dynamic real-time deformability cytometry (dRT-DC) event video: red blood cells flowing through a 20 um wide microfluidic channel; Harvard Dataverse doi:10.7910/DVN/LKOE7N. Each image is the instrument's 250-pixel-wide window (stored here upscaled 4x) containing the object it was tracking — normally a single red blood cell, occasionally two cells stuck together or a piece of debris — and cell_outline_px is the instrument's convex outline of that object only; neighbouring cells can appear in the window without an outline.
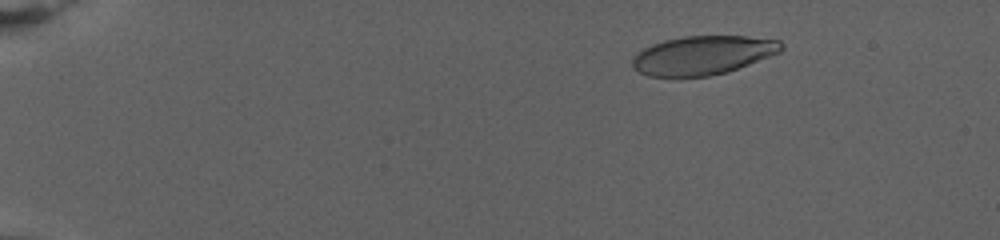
{"species": "human", "species_latin": "Homo sapiens", "temperature_condition": "warm", "stored_images_in_passage": 83, "camera_frame_rate_fps": 3000, "um_per_image_px": 0.085, "donor": {"sex": "female"}, "frame": {"image": 1, "passage_image": 14, "time_ms": 4.333, "image_size_px": [1000, 240], "cell_outline_px": [[784, 48], [780, 52], [728, 72], [708, 76], [680, 80], [648, 76], [632, 68], [632, 60], [636, 52], [652, 44], [664, 40], [684, 36], [748, 36], [780, 40]], "centroid_in_image_um": [59.68, 4.73], "position_along_channel_um": 25.3, "area_um2": 34.56}}
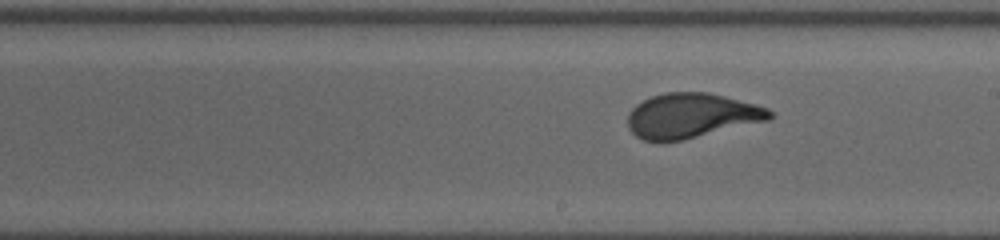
{"frame": {"image": 2, "passage_image": 51, "time_ms": 16.667, "image_size_px": [1000, 240], "cell_outline_px": [[772, 116], [768, 120], [684, 140], [664, 144], [660, 144], [644, 140], [636, 136], [628, 128], [628, 112], [636, 104], [652, 96], [664, 92], [708, 92], [756, 104], [768, 108], [772, 112]], "centroid_in_image_um": [58.72, 9.85], "position_along_channel_um": 230.3, "area_um2": 37.45}}
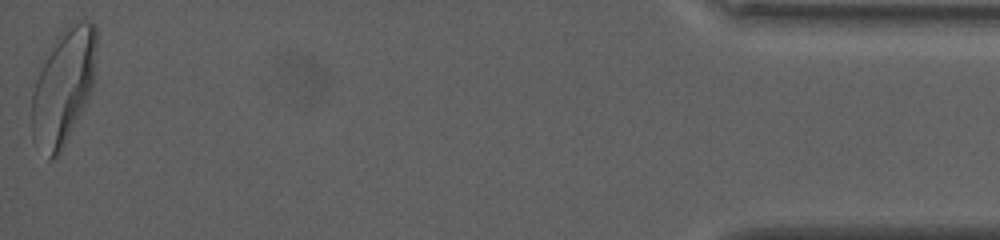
{"frame": {"image": 3, "passage_image": 83, "time_ms": 27.333, "image_size_px": [1000, 240], "cell_outline_px": [[96, 48], [92, 92], [88, 100], [60, 152], [52, 160], [48, 160], [32, 140], [32, 92], [36, 80], [56, 36], [68, 24], [80, 20], [88, 20], [96, 24]], "centroid_in_image_um": [5.4, 7.36], "position_along_channel_um": 429.8, "area_um2": 43.47}, "authors_computed_cell_mechanics": {"area_um2": 36.8764, "velocity_mm_per_s": 2.6177, "shape_relaxation_time_tau1_ms": 5.4324, "shape_relaxation_time_tau2_ms": null, "deformation_change_tau1": 0.2128, "deformation_change_tau2": null}}